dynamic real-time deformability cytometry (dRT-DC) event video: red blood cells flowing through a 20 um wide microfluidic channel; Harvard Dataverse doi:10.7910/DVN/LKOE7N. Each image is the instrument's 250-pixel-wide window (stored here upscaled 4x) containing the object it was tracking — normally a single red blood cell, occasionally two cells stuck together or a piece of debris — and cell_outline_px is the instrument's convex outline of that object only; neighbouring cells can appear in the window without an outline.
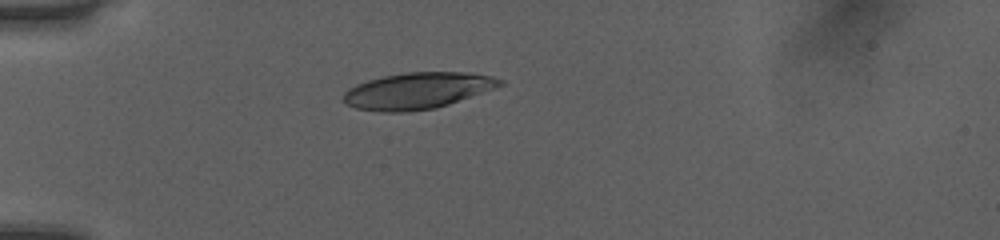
{"species": "human", "species_latin": "Homo sapiens", "temperature_condition": "room temperature", "stored_images_in_passage": 37, "camera_frame_rate_fps": 3000, "um_per_image_px": 0.085, "donor": {"sex": "female"}, "frame": {"image": 1, "passage_image": 1, "time_ms": 0.0, "image_size_px": [1000, 240], "cell_outline_px": [[504, 84], [448, 104], [436, 108], [408, 112], [380, 112], [356, 108], [344, 104], [340, 100], [344, 92], [348, 88], [356, 84], [368, 80], [384, 76], [408, 72], [468, 72], [492, 76], [504, 80]], "centroid_in_image_um": [35.42, 7.71], "position_along_channel_um": 49.6, "area_um2": 33.23}}
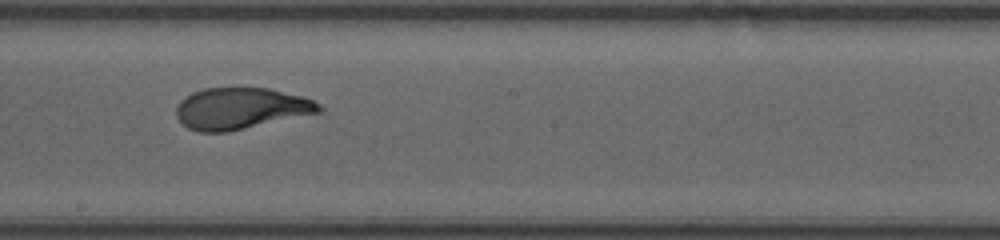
{"frame": {"image": 2, "passage_image": 16, "time_ms": 5.0, "image_size_px": [1000, 240], "cell_outline_px": [[324, 108], [320, 112], [228, 132], [200, 132], [188, 128], [176, 116], [176, 108], [180, 100], [192, 92], [204, 88], [268, 88], [304, 96], [320, 104]], "centroid_in_image_um": [20.47, 9.21], "position_along_channel_um": 227.7, "area_um2": 34.45}}
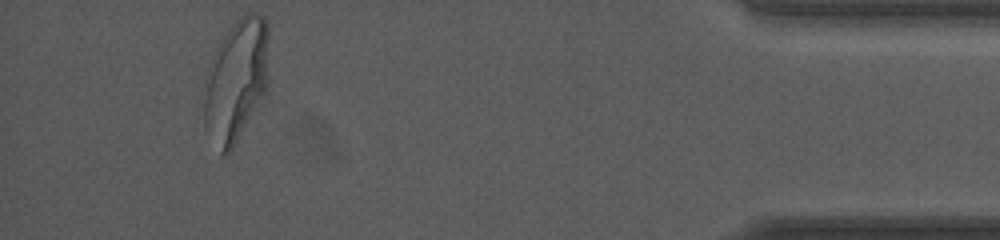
{"frame": {"image": 3, "passage_image": 34, "time_ms": 11.0, "image_size_px": [1000, 240], "cell_outline_px": [[268, 88], [232, 148], [224, 156], [220, 156], [204, 124], [204, 80], [212, 56], [220, 40], [236, 20], [248, 12], [256, 12], [264, 16], [268, 24]], "centroid_in_image_um": [20.07, 6.8], "position_along_channel_um": 415.1, "area_um2": 46.53}, "authors_computed_cell_mechanics": {"area_um2": 35.1424, "velocity_mm_per_s": 4.0497, "shape_relaxation_time_tau1_ms": 3.7835, "shape_relaxation_time_tau2_ms": null, "deformation_change_tau1": 0.2068, "deformation_change_tau2": null}}